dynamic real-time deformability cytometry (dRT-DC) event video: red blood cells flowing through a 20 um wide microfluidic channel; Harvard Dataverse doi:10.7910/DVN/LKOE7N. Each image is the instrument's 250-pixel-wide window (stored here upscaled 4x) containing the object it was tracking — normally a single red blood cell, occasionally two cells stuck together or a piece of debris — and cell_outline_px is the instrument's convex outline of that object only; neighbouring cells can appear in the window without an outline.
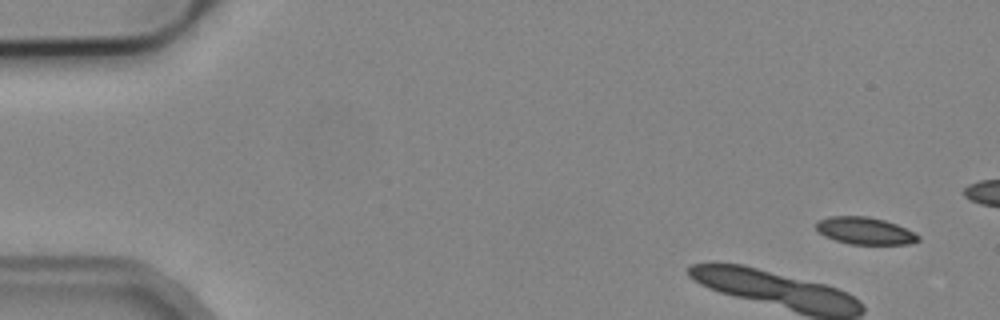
{"species": "common noctule bat (a hibernating species)", "species_latin": "Nyctalus noctula", "temperature_condition": "cold", "stored_images_in_passage": 5, "camera_frame_rate_fps": 3000, "um_per_image_px": 0.085, "animal": {"sex": "male", "body_mass_g": 19.2, "forearm_length_mm": 51.8}, "frame": {"image": 1, "passage_image": 1, "time_ms": 0.0, "image_size_px": [1000, 320], "cell_outline_px": [[920, 240], [908, 244], [848, 244], [824, 236], [816, 228], [816, 220], [828, 216], [868, 216], [884, 220], [896, 224], [920, 236]], "centroid_in_image_um": [73.48, 19.61], "position_along_channel_um": 11.5, "area_um2": 16.13}}